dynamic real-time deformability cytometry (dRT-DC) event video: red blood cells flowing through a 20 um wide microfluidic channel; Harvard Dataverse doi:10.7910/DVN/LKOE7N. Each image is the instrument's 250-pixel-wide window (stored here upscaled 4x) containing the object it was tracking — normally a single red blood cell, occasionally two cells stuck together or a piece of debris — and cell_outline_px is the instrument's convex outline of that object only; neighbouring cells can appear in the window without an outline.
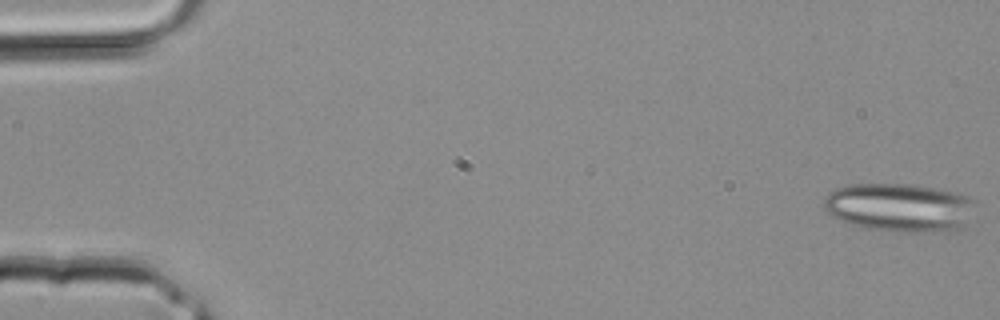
{"species": "common noctule bat (a hibernating species)", "species_latin": "Nyctalus noctula", "temperature_condition": "room temperature", "stored_images_in_passage": 4, "camera_frame_rate_fps": 3000, "um_per_image_px": 0.085, "animal": {"sex": "male", "body_mass_g": 20.4}, "frame": {"image": 1, "passage_image": 1, "time_ms": 0.0, "image_size_px": [1000, 320], "cell_outline_px": [[972, 200], [964, 228], [956, 232], [896, 232], [868, 228], [852, 224], [840, 220], [832, 216], [824, 208], [824, 200], [828, 192], [836, 188], [848, 184], [916, 184], [956, 192], [968, 196]], "centroid_in_image_um": [76.43, 17.64], "position_along_channel_um": 8.6, "area_um2": 42.95}}